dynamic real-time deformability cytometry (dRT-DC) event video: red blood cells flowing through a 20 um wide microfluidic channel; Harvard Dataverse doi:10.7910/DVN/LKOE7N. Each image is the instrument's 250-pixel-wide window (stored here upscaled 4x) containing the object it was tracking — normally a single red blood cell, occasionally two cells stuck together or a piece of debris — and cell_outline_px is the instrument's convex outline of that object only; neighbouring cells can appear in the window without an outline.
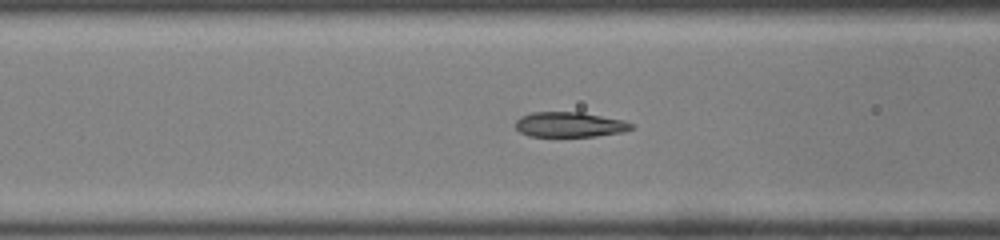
{"species": "common noctule bat (a hibernating species)", "species_latin": "Nyctalus noctula", "temperature_condition": "room temperature", "stored_images_in_passage": 49, "camera_frame_rate_fps": 3000, "um_per_image_px": 0.085, "animal": {"sex": "male", "body_mass_g": 19.0, "forearm_length_mm": 50.8}, "frame": {"image": 1, "passage_image": 20, "time_ms": 6.333, "image_size_px": [1000, 240], "cell_outline_px": [[636, 128], [624, 132], [596, 136], [528, 136], [520, 132], [516, 128], [516, 120], [520, 116], [532, 112], [584, 112], [624, 120], [632, 124]], "centroid_in_image_um": [48.45, 10.58], "position_along_channel_um": 118.1, "area_um2": 17.11}}
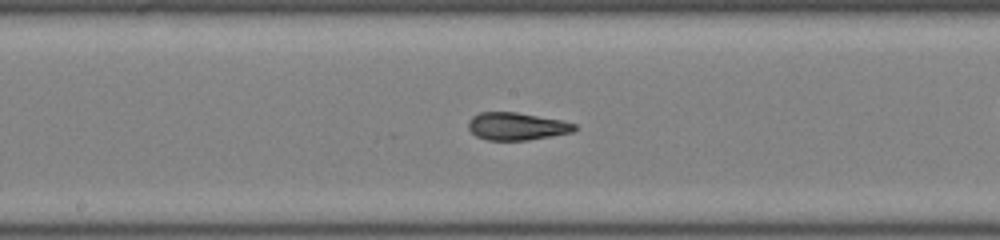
{"frame": {"image": 2, "passage_image": 26, "time_ms": 8.333, "image_size_px": [1000, 240], "cell_outline_px": [[576, 128], [572, 132], [552, 136], [528, 140], [488, 140], [476, 136], [468, 128], [468, 120], [472, 116], [480, 112], [516, 112], [560, 120], [576, 124]], "centroid_in_image_um": [43.89, 10.74], "position_along_channel_um": 204.3, "area_um2": 16.99}}
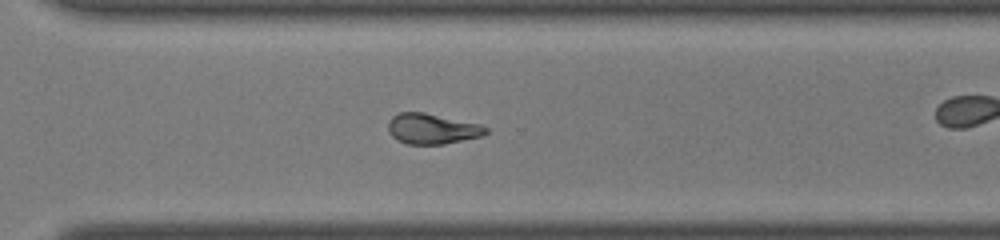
{"frame": {"image": 3, "passage_image": 35, "time_ms": 11.333, "image_size_px": [1000, 240], "cell_outline_px": [[488, 132], [480, 136], [444, 144], [408, 144], [396, 140], [388, 132], [388, 120], [392, 116], [400, 112], [424, 112], [480, 124], [488, 128]], "centroid_in_image_um": [36.69, 10.94], "position_along_channel_um": 333.9, "area_um2": 17.34}, "authors_computed_cell_mechanics": {"area_um2": 17.5134, "velocity_mm_per_s": 4.3203, "shape_relaxation_time_tau1_ms": 5.7949, "shape_relaxation_time_tau2_ms": 1.6053, "deformation_change_tau1": 0.1974, "deformation_change_tau2": 0.0693}}